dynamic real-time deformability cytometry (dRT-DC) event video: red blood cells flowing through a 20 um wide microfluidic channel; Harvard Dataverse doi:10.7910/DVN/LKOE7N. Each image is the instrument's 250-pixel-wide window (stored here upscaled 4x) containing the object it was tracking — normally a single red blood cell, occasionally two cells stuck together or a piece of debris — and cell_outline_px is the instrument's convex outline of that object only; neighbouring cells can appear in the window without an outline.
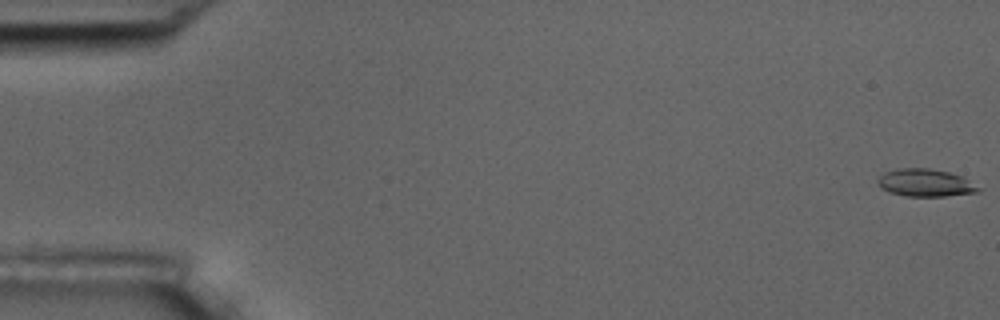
{"species": "common noctule bat (a hibernating species)", "species_latin": "Nyctalus noctula", "temperature_condition": "room temperature", "stored_images_in_passage": 7, "camera_frame_rate_fps": 3000, "um_per_image_px": 0.085, "animal": {"sex": "male", "body_mass_g": 17.5, "forearm_length_mm": 52.3}, "frame": {"image": 1, "passage_image": 1, "time_ms": 0.0, "image_size_px": [1000, 320], "cell_outline_px": [[984, 188], [980, 192], [944, 196], [904, 196], [888, 192], [880, 188], [876, 184], [876, 180], [884, 172], [896, 168], [928, 168], [948, 172], [964, 176]], "centroid_in_image_um": [78.68, 15.54], "position_along_channel_um": 6.3, "area_um2": 16.65}}
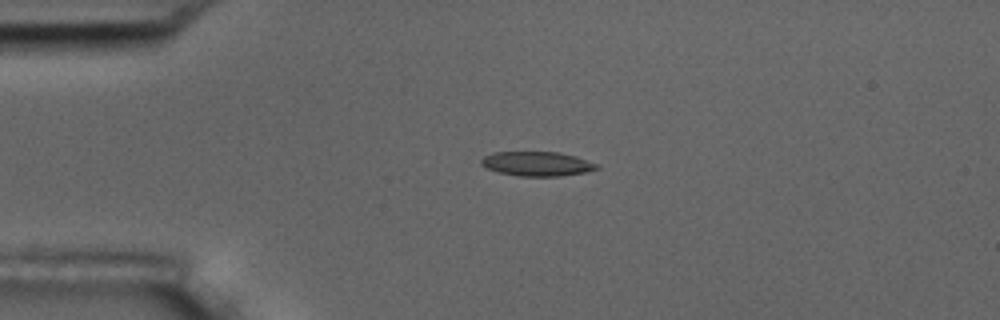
{"frame": {"image": 2, "passage_image": 5, "time_ms": 1.333, "image_size_px": [1000, 320], "cell_outline_px": [[600, 168], [584, 172], [560, 176], [520, 176], [500, 172], [488, 168], [480, 164], [480, 160], [484, 156], [492, 152], [560, 152], [576, 156], [596, 164]], "centroid_in_image_um": [45.63, 13.91], "position_along_channel_um": 39.4, "area_um2": 16.3}}